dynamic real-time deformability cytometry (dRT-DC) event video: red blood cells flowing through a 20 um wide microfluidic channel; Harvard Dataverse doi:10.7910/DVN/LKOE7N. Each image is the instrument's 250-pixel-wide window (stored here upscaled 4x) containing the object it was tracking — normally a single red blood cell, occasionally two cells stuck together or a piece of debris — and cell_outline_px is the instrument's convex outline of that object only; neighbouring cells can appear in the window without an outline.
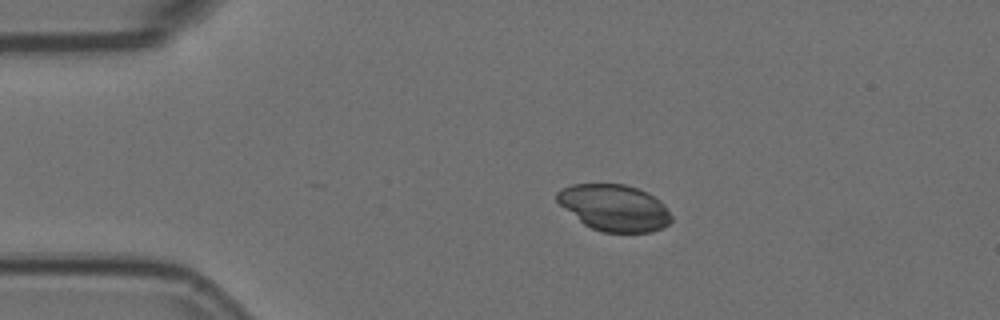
{"species": "Egyptian fruit bat (a non-hibernating species)", "species_latin": "Rousettus aegyptiacus", "temperature_condition": "room temperature", "stored_images_in_passage": 35, "camera_frame_rate_fps": 3000, "um_per_image_px": 0.085, "animal": {"sex": "female"}, "frame": {"image": 1, "passage_image": 1, "time_ms": 0.0, "image_size_px": [1000, 320], "cell_outline_px": [[672, 220], [668, 224], [652, 232], [600, 232], [584, 224], [560, 204], [556, 200], [556, 192], [560, 188], [572, 184], [624, 184], [648, 192], [660, 200], [664, 204], [672, 216]], "centroid_in_image_um": [52.22, 17.65], "position_along_channel_um": 32.8, "area_um2": 30.92}}
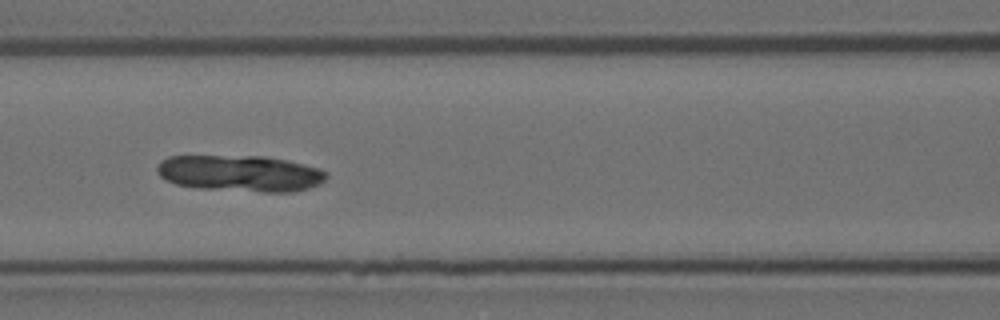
{"frame": {"image": 2, "passage_image": 14, "time_ms": 4.333, "image_size_px": [1000, 320], "cell_outline_px": [[328, 176], [320, 184], [308, 188], [292, 192], [260, 192], [200, 188], [176, 184], [164, 180], [156, 172], [156, 168], [160, 160], [168, 156], [264, 156], [288, 160], [320, 168], [328, 172]], "centroid_in_image_um": [20.42, 14.73], "position_along_channel_um": 146.2, "area_um2": 36.24}}
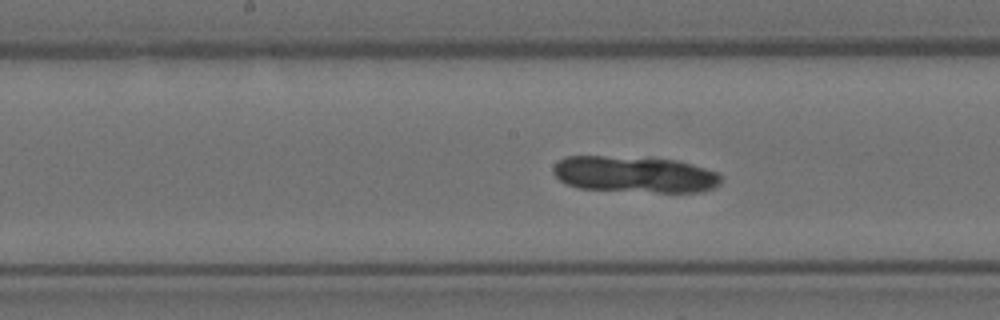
{"frame": {"image": 3, "passage_image": 18, "time_ms": 5.667, "image_size_px": [1000, 320], "cell_outline_px": [[724, 176], [720, 184], [716, 188], [700, 192], [656, 192], [580, 188], [568, 184], [560, 180], [552, 172], [552, 168], [560, 160], [568, 156], [604, 156], [676, 160], [692, 164], [716, 172]], "centroid_in_image_um": [54.0, 14.83], "position_along_channel_um": 194.2, "area_um2": 35.43}}